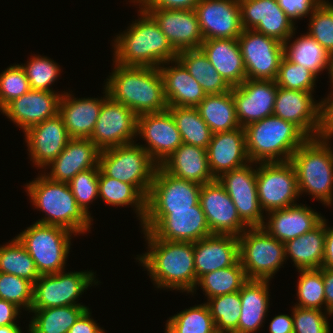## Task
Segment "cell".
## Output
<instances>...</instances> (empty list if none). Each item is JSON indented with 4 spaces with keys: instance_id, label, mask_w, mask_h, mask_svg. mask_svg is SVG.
<instances>
[{
    "instance_id": "8fae6325",
    "label": "cell",
    "mask_w": 333,
    "mask_h": 333,
    "mask_svg": "<svg viewBox=\"0 0 333 333\" xmlns=\"http://www.w3.org/2000/svg\"><path fill=\"white\" fill-rule=\"evenodd\" d=\"M256 183L261 209L271 212L294 205L299 197L296 171L290 161L260 162Z\"/></svg>"
},
{
    "instance_id": "52a82bcc",
    "label": "cell",
    "mask_w": 333,
    "mask_h": 333,
    "mask_svg": "<svg viewBox=\"0 0 333 333\" xmlns=\"http://www.w3.org/2000/svg\"><path fill=\"white\" fill-rule=\"evenodd\" d=\"M98 165L106 176L134 185L146 198L159 166L135 143L100 151Z\"/></svg>"
},
{
    "instance_id": "44dd1931",
    "label": "cell",
    "mask_w": 333,
    "mask_h": 333,
    "mask_svg": "<svg viewBox=\"0 0 333 333\" xmlns=\"http://www.w3.org/2000/svg\"><path fill=\"white\" fill-rule=\"evenodd\" d=\"M194 10L204 40L238 39L243 31L238 0H200Z\"/></svg>"
},
{
    "instance_id": "6da1fadb",
    "label": "cell",
    "mask_w": 333,
    "mask_h": 333,
    "mask_svg": "<svg viewBox=\"0 0 333 333\" xmlns=\"http://www.w3.org/2000/svg\"><path fill=\"white\" fill-rule=\"evenodd\" d=\"M143 232L150 249L137 259L149 271L157 288L193 293L197 283L194 242L167 241L157 239L151 232Z\"/></svg>"
},
{
    "instance_id": "484cf974",
    "label": "cell",
    "mask_w": 333,
    "mask_h": 333,
    "mask_svg": "<svg viewBox=\"0 0 333 333\" xmlns=\"http://www.w3.org/2000/svg\"><path fill=\"white\" fill-rule=\"evenodd\" d=\"M206 150L210 171L215 179L250 163L243 127L213 133Z\"/></svg>"
},
{
    "instance_id": "4dcf8cb0",
    "label": "cell",
    "mask_w": 333,
    "mask_h": 333,
    "mask_svg": "<svg viewBox=\"0 0 333 333\" xmlns=\"http://www.w3.org/2000/svg\"><path fill=\"white\" fill-rule=\"evenodd\" d=\"M160 167L170 175L204 185L215 180L210 171L207 150L182 143Z\"/></svg>"
},
{
    "instance_id": "2e32d148",
    "label": "cell",
    "mask_w": 333,
    "mask_h": 333,
    "mask_svg": "<svg viewBox=\"0 0 333 333\" xmlns=\"http://www.w3.org/2000/svg\"><path fill=\"white\" fill-rule=\"evenodd\" d=\"M200 205L211 234H229L239 237L248 228L218 179L201 186Z\"/></svg>"
},
{
    "instance_id": "8d00e7d4",
    "label": "cell",
    "mask_w": 333,
    "mask_h": 333,
    "mask_svg": "<svg viewBox=\"0 0 333 333\" xmlns=\"http://www.w3.org/2000/svg\"><path fill=\"white\" fill-rule=\"evenodd\" d=\"M177 59L186 67L190 75L200 83L206 94H220L231 90L232 87L217 72L200 48L180 51Z\"/></svg>"
},
{
    "instance_id": "3957f363",
    "label": "cell",
    "mask_w": 333,
    "mask_h": 333,
    "mask_svg": "<svg viewBox=\"0 0 333 333\" xmlns=\"http://www.w3.org/2000/svg\"><path fill=\"white\" fill-rule=\"evenodd\" d=\"M105 87L109 96L137 116L167 110L164 83L159 68L125 67L116 64Z\"/></svg>"
},
{
    "instance_id": "9f6ffc18",
    "label": "cell",
    "mask_w": 333,
    "mask_h": 333,
    "mask_svg": "<svg viewBox=\"0 0 333 333\" xmlns=\"http://www.w3.org/2000/svg\"><path fill=\"white\" fill-rule=\"evenodd\" d=\"M333 88V83L332 86ZM320 103V136L333 137V91Z\"/></svg>"
},
{
    "instance_id": "8992f818",
    "label": "cell",
    "mask_w": 333,
    "mask_h": 333,
    "mask_svg": "<svg viewBox=\"0 0 333 333\" xmlns=\"http://www.w3.org/2000/svg\"><path fill=\"white\" fill-rule=\"evenodd\" d=\"M330 137L308 138L291 156L299 194L307 192L324 205L333 203V150Z\"/></svg>"
},
{
    "instance_id": "4316f807",
    "label": "cell",
    "mask_w": 333,
    "mask_h": 333,
    "mask_svg": "<svg viewBox=\"0 0 333 333\" xmlns=\"http://www.w3.org/2000/svg\"><path fill=\"white\" fill-rule=\"evenodd\" d=\"M238 260V236L211 234L194 242V267L197 280L207 273L230 267Z\"/></svg>"
},
{
    "instance_id": "9c48e42d",
    "label": "cell",
    "mask_w": 333,
    "mask_h": 333,
    "mask_svg": "<svg viewBox=\"0 0 333 333\" xmlns=\"http://www.w3.org/2000/svg\"><path fill=\"white\" fill-rule=\"evenodd\" d=\"M239 260L248 280H270L285 257V244L263 227H248L238 237Z\"/></svg>"
},
{
    "instance_id": "db71d44e",
    "label": "cell",
    "mask_w": 333,
    "mask_h": 333,
    "mask_svg": "<svg viewBox=\"0 0 333 333\" xmlns=\"http://www.w3.org/2000/svg\"><path fill=\"white\" fill-rule=\"evenodd\" d=\"M293 333H330L326 315L319 309L292 308Z\"/></svg>"
},
{
    "instance_id": "6f0895ef",
    "label": "cell",
    "mask_w": 333,
    "mask_h": 333,
    "mask_svg": "<svg viewBox=\"0 0 333 333\" xmlns=\"http://www.w3.org/2000/svg\"><path fill=\"white\" fill-rule=\"evenodd\" d=\"M131 2L138 3L142 8L194 9L200 0H132Z\"/></svg>"
},
{
    "instance_id": "f35d334b",
    "label": "cell",
    "mask_w": 333,
    "mask_h": 333,
    "mask_svg": "<svg viewBox=\"0 0 333 333\" xmlns=\"http://www.w3.org/2000/svg\"><path fill=\"white\" fill-rule=\"evenodd\" d=\"M88 309L84 305H69L44 309H31V333H68L71 326Z\"/></svg>"
},
{
    "instance_id": "e7e4bbea",
    "label": "cell",
    "mask_w": 333,
    "mask_h": 333,
    "mask_svg": "<svg viewBox=\"0 0 333 333\" xmlns=\"http://www.w3.org/2000/svg\"><path fill=\"white\" fill-rule=\"evenodd\" d=\"M0 333H22L17 324H11L8 326H0Z\"/></svg>"
},
{
    "instance_id": "ac0fdd59",
    "label": "cell",
    "mask_w": 333,
    "mask_h": 333,
    "mask_svg": "<svg viewBox=\"0 0 333 333\" xmlns=\"http://www.w3.org/2000/svg\"><path fill=\"white\" fill-rule=\"evenodd\" d=\"M201 186L176 178L158 166L146 198V210L191 209L200 202Z\"/></svg>"
},
{
    "instance_id": "ffe728a7",
    "label": "cell",
    "mask_w": 333,
    "mask_h": 333,
    "mask_svg": "<svg viewBox=\"0 0 333 333\" xmlns=\"http://www.w3.org/2000/svg\"><path fill=\"white\" fill-rule=\"evenodd\" d=\"M275 80L246 79L232 87L236 115L241 127L273 115L277 96Z\"/></svg>"
},
{
    "instance_id": "6125c7cd",
    "label": "cell",
    "mask_w": 333,
    "mask_h": 333,
    "mask_svg": "<svg viewBox=\"0 0 333 333\" xmlns=\"http://www.w3.org/2000/svg\"><path fill=\"white\" fill-rule=\"evenodd\" d=\"M270 333H293V316L281 314L275 316L269 326Z\"/></svg>"
},
{
    "instance_id": "680465c9",
    "label": "cell",
    "mask_w": 333,
    "mask_h": 333,
    "mask_svg": "<svg viewBox=\"0 0 333 333\" xmlns=\"http://www.w3.org/2000/svg\"><path fill=\"white\" fill-rule=\"evenodd\" d=\"M90 314L88 308L71 326L68 333H105L104 330L97 326L96 322L90 318Z\"/></svg>"
},
{
    "instance_id": "ee69618b",
    "label": "cell",
    "mask_w": 333,
    "mask_h": 333,
    "mask_svg": "<svg viewBox=\"0 0 333 333\" xmlns=\"http://www.w3.org/2000/svg\"><path fill=\"white\" fill-rule=\"evenodd\" d=\"M209 301V302H208ZM209 307L217 333H238L241 315L240 291L215 296L208 299Z\"/></svg>"
},
{
    "instance_id": "bcb514c9",
    "label": "cell",
    "mask_w": 333,
    "mask_h": 333,
    "mask_svg": "<svg viewBox=\"0 0 333 333\" xmlns=\"http://www.w3.org/2000/svg\"><path fill=\"white\" fill-rule=\"evenodd\" d=\"M300 278L297 285L299 303L295 306L322 310L325 302L323 274L320 269L299 270Z\"/></svg>"
},
{
    "instance_id": "11a10c76",
    "label": "cell",
    "mask_w": 333,
    "mask_h": 333,
    "mask_svg": "<svg viewBox=\"0 0 333 333\" xmlns=\"http://www.w3.org/2000/svg\"><path fill=\"white\" fill-rule=\"evenodd\" d=\"M280 8L293 20L311 14L323 0H277ZM295 19V20H294Z\"/></svg>"
},
{
    "instance_id": "7402d4cb",
    "label": "cell",
    "mask_w": 333,
    "mask_h": 333,
    "mask_svg": "<svg viewBox=\"0 0 333 333\" xmlns=\"http://www.w3.org/2000/svg\"><path fill=\"white\" fill-rule=\"evenodd\" d=\"M143 9L154 18L177 53L200 48L204 38L194 9Z\"/></svg>"
},
{
    "instance_id": "d6a6232c",
    "label": "cell",
    "mask_w": 333,
    "mask_h": 333,
    "mask_svg": "<svg viewBox=\"0 0 333 333\" xmlns=\"http://www.w3.org/2000/svg\"><path fill=\"white\" fill-rule=\"evenodd\" d=\"M175 66L160 65L159 71L164 83V94L168 106L196 107L206 96L186 67L175 59Z\"/></svg>"
},
{
    "instance_id": "277c9868",
    "label": "cell",
    "mask_w": 333,
    "mask_h": 333,
    "mask_svg": "<svg viewBox=\"0 0 333 333\" xmlns=\"http://www.w3.org/2000/svg\"><path fill=\"white\" fill-rule=\"evenodd\" d=\"M26 188L31 203L46 214L37 223L61 226L75 233V236L90 230L93 220L78 205L68 183L53 181L41 174Z\"/></svg>"
},
{
    "instance_id": "91938a15",
    "label": "cell",
    "mask_w": 333,
    "mask_h": 333,
    "mask_svg": "<svg viewBox=\"0 0 333 333\" xmlns=\"http://www.w3.org/2000/svg\"><path fill=\"white\" fill-rule=\"evenodd\" d=\"M320 270L323 274V282H324V295H325V302H326V309L327 314L333 315V268H323L321 267Z\"/></svg>"
},
{
    "instance_id": "7c38bea8",
    "label": "cell",
    "mask_w": 333,
    "mask_h": 333,
    "mask_svg": "<svg viewBox=\"0 0 333 333\" xmlns=\"http://www.w3.org/2000/svg\"><path fill=\"white\" fill-rule=\"evenodd\" d=\"M93 283L97 284L98 281L95 280L92 271H61L41 275L33 284L31 309L81 305L75 300Z\"/></svg>"
},
{
    "instance_id": "816d5d0a",
    "label": "cell",
    "mask_w": 333,
    "mask_h": 333,
    "mask_svg": "<svg viewBox=\"0 0 333 333\" xmlns=\"http://www.w3.org/2000/svg\"><path fill=\"white\" fill-rule=\"evenodd\" d=\"M30 90L24 68L19 64L10 65L0 74V111Z\"/></svg>"
},
{
    "instance_id": "7dc6e473",
    "label": "cell",
    "mask_w": 333,
    "mask_h": 333,
    "mask_svg": "<svg viewBox=\"0 0 333 333\" xmlns=\"http://www.w3.org/2000/svg\"><path fill=\"white\" fill-rule=\"evenodd\" d=\"M317 76L301 64L292 63L282 57L275 79L277 86L285 89L313 92Z\"/></svg>"
},
{
    "instance_id": "f1b7e54d",
    "label": "cell",
    "mask_w": 333,
    "mask_h": 333,
    "mask_svg": "<svg viewBox=\"0 0 333 333\" xmlns=\"http://www.w3.org/2000/svg\"><path fill=\"white\" fill-rule=\"evenodd\" d=\"M268 223L262 227L283 243L312 231L325 218L306 205L294 204L268 212Z\"/></svg>"
},
{
    "instance_id": "f5cc1de1",
    "label": "cell",
    "mask_w": 333,
    "mask_h": 333,
    "mask_svg": "<svg viewBox=\"0 0 333 333\" xmlns=\"http://www.w3.org/2000/svg\"><path fill=\"white\" fill-rule=\"evenodd\" d=\"M99 165L79 172L68 183L73 196L82 210L91 217L88 205L99 196Z\"/></svg>"
},
{
    "instance_id": "30bf717a",
    "label": "cell",
    "mask_w": 333,
    "mask_h": 333,
    "mask_svg": "<svg viewBox=\"0 0 333 333\" xmlns=\"http://www.w3.org/2000/svg\"><path fill=\"white\" fill-rule=\"evenodd\" d=\"M141 225L142 231L167 241L197 242L211 235L200 202L191 209L146 210Z\"/></svg>"
},
{
    "instance_id": "03108f58",
    "label": "cell",
    "mask_w": 333,
    "mask_h": 333,
    "mask_svg": "<svg viewBox=\"0 0 333 333\" xmlns=\"http://www.w3.org/2000/svg\"><path fill=\"white\" fill-rule=\"evenodd\" d=\"M328 73L330 74V84L333 83V53L330 54V60H329V69Z\"/></svg>"
},
{
    "instance_id": "e575fe53",
    "label": "cell",
    "mask_w": 333,
    "mask_h": 333,
    "mask_svg": "<svg viewBox=\"0 0 333 333\" xmlns=\"http://www.w3.org/2000/svg\"><path fill=\"white\" fill-rule=\"evenodd\" d=\"M284 244L285 257L290 256L297 270L320 269L324 258L325 219L312 231Z\"/></svg>"
},
{
    "instance_id": "681fc988",
    "label": "cell",
    "mask_w": 333,
    "mask_h": 333,
    "mask_svg": "<svg viewBox=\"0 0 333 333\" xmlns=\"http://www.w3.org/2000/svg\"><path fill=\"white\" fill-rule=\"evenodd\" d=\"M0 299L22 307L29 312L33 300V283L13 274L0 272Z\"/></svg>"
},
{
    "instance_id": "5bb4252c",
    "label": "cell",
    "mask_w": 333,
    "mask_h": 333,
    "mask_svg": "<svg viewBox=\"0 0 333 333\" xmlns=\"http://www.w3.org/2000/svg\"><path fill=\"white\" fill-rule=\"evenodd\" d=\"M138 116L127 106L108 96L102 104L89 138L100 151L134 143Z\"/></svg>"
},
{
    "instance_id": "c3c4849f",
    "label": "cell",
    "mask_w": 333,
    "mask_h": 333,
    "mask_svg": "<svg viewBox=\"0 0 333 333\" xmlns=\"http://www.w3.org/2000/svg\"><path fill=\"white\" fill-rule=\"evenodd\" d=\"M27 65L21 66L24 68L31 89L54 92L50 89V85L57 80L60 75L58 64L48 57L32 56L27 61Z\"/></svg>"
},
{
    "instance_id": "5b68a950",
    "label": "cell",
    "mask_w": 333,
    "mask_h": 333,
    "mask_svg": "<svg viewBox=\"0 0 333 333\" xmlns=\"http://www.w3.org/2000/svg\"><path fill=\"white\" fill-rule=\"evenodd\" d=\"M250 162L290 161L293 153L309 138L294 123L275 115L244 127Z\"/></svg>"
},
{
    "instance_id": "1f68e13d",
    "label": "cell",
    "mask_w": 333,
    "mask_h": 333,
    "mask_svg": "<svg viewBox=\"0 0 333 333\" xmlns=\"http://www.w3.org/2000/svg\"><path fill=\"white\" fill-rule=\"evenodd\" d=\"M200 49L231 87L247 79L238 39H206Z\"/></svg>"
},
{
    "instance_id": "ab89813d",
    "label": "cell",
    "mask_w": 333,
    "mask_h": 333,
    "mask_svg": "<svg viewBox=\"0 0 333 333\" xmlns=\"http://www.w3.org/2000/svg\"><path fill=\"white\" fill-rule=\"evenodd\" d=\"M99 197L108 205H134L141 224L146 215V197L132 184L121 182L99 171Z\"/></svg>"
},
{
    "instance_id": "603a6c76",
    "label": "cell",
    "mask_w": 333,
    "mask_h": 333,
    "mask_svg": "<svg viewBox=\"0 0 333 333\" xmlns=\"http://www.w3.org/2000/svg\"><path fill=\"white\" fill-rule=\"evenodd\" d=\"M320 103L312 92L277 87L273 115L294 123L309 138L320 136Z\"/></svg>"
},
{
    "instance_id": "60d3db41",
    "label": "cell",
    "mask_w": 333,
    "mask_h": 333,
    "mask_svg": "<svg viewBox=\"0 0 333 333\" xmlns=\"http://www.w3.org/2000/svg\"><path fill=\"white\" fill-rule=\"evenodd\" d=\"M183 143L207 149L212 132L196 107L168 106Z\"/></svg>"
},
{
    "instance_id": "74e56055",
    "label": "cell",
    "mask_w": 333,
    "mask_h": 333,
    "mask_svg": "<svg viewBox=\"0 0 333 333\" xmlns=\"http://www.w3.org/2000/svg\"><path fill=\"white\" fill-rule=\"evenodd\" d=\"M294 34L283 43V56L292 63L301 64L316 76L324 69H329V52L308 33L290 43Z\"/></svg>"
},
{
    "instance_id": "d6986e66",
    "label": "cell",
    "mask_w": 333,
    "mask_h": 333,
    "mask_svg": "<svg viewBox=\"0 0 333 333\" xmlns=\"http://www.w3.org/2000/svg\"><path fill=\"white\" fill-rule=\"evenodd\" d=\"M137 135L147 142V146H140L159 166L183 143L181 134L168 110L139 115Z\"/></svg>"
},
{
    "instance_id": "e0dca14e",
    "label": "cell",
    "mask_w": 333,
    "mask_h": 333,
    "mask_svg": "<svg viewBox=\"0 0 333 333\" xmlns=\"http://www.w3.org/2000/svg\"><path fill=\"white\" fill-rule=\"evenodd\" d=\"M243 29L277 39L284 43L296 30L294 22L280 8L277 0H238Z\"/></svg>"
},
{
    "instance_id": "d590c367",
    "label": "cell",
    "mask_w": 333,
    "mask_h": 333,
    "mask_svg": "<svg viewBox=\"0 0 333 333\" xmlns=\"http://www.w3.org/2000/svg\"><path fill=\"white\" fill-rule=\"evenodd\" d=\"M196 108L212 133L231 131L241 127L236 115L232 88L225 93L206 94Z\"/></svg>"
},
{
    "instance_id": "9a60e30c",
    "label": "cell",
    "mask_w": 333,
    "mask_h": 333,
    "mask_svg": "<svg viewBox=\"0 0 333 333\" xmlns=\"http://www.w3.org/2000/svg\"><path fill=\"white\" fill-rule=\"evenodd\" d=\"M251 164L223 173L217 179L231 197L241 220L248 227H262L264 216L258 199L256 169Z\"/></svg>"
},
{
    "instance_id": "d4e9b609",
    "label": "cell",
    "mask_w": 333,
    "mask_h": 333,
    "mask_svg": "<svg viewBox=\"0 0 333 333\" xmlns=\"http://www.w3.org/2000/svg\"><path fill=\"white\" fill-rule=\"evenodd\" d=\"M62 94L31 89L11 101L1 113L25 132L28 128L59 113Z\"/></svg>"
},
{
    "instance_id": "f6af8a7d",
    "label": "cell",
    "mask_w": 333,
    "mask_h": 333,
    "mask_svg": "<svg viewBox=\"0 0 333 333\" xmlns=\"http://www.w3.org/2000/svg\"><path fill=\"white\" fill-rule=\"evenodd\" d=\"M165 333H217L206 303L183 310L166 322Z\"/></svg>"
},
{
    "instance_id": "83f0119b",
    "label": "cell",
    "mask_w": 333,
    "mask_h": 333,
    "mask_svg": "<svg viewBox=\"0 0 333 333\" xmlns=\"http://www.w3.org/2000/svg\"><path fill=\"white\" fill-rule=\"evenodd\" d=\"M99 154L100 150L90 139L71 138L48 165L51 171L45 175L53 181L69 183L79 172L97 167Z\"/></svg>"
},
{
    "instance_id": "94428289",
    "label": "cell",
    "mask_w": 333,
    "mask_h": 333,
    "mask_svg": "<svg viewBox=\"0 0 333 333\" xmlns=\"http://www.w3.org/2000/svg\"><path fill=\"white\" fill-rule=\"evenodd\" d=\"M20 309L15 304L0 299V326H8L16 324L15 320L20 314Z\"/></svg>"
},
{
    "instance_id": "f907efd6",
    "label": "cell",
    "mask_w": 333,
    "mask_h": 333,
    "mask_svg": "<svg viewBox=\"0 0 333 333\" xmlns=\"http://www.w3.org/2000/svg\"><path fill=\"white\" fill-rule=\"evenodd\" d=\"M308 34L333 53V3L325 0L311 13Z\"/></svg>"
},
{
    "instance_id": "b9f144b4",
    "label": "cell",
    "mask_w": 333,
    "mask_h": 333,
    "mask_svg": "<svg viewBox=\"0 0 333 333\" xmlns=\"http://www.w3.org/2000/svg\"><path fill=\"white\" fill-rule=\"evenodd\" d=\"M248 281L244 268L238 260L234 265L201 276L196 283L200 285L208 299L228 293L238 292Z\"/></svg>"
},
{
    "instance_id": "7bdbcfd3",
    "label": "cell",
    "mask_w": 333,
    "mask_h": 333,
    "mask_svg": "<svg viewBox=\"0 0 333 333\" xmlns=\"http://www.w3.org/2000/svg\"><path fill=\"white\" fill-rule=\"evenodd\" d=\"M0 272L16 275L33 284L41 276L34 260L17 237L0 247Z\"/></svg>"
},
{
    "instance_id": "4fadbf2b",
    "label": "cell",
    "mask_w": 333,
    "mask_h": 333,
    "mask_svg": "<svg viewBox=\"0 0 333 333\" xmlns=\"http://www.w3.org/2000/svg\"><path fill=\"white\" fill-rule=\"evenodd\" d=\"M238 44L247 79H276L283 57L282 42L253 29H243Z\"/></svg>"
},
{
    "instance_id": "836d02e7",
    "label": "cell",
    "mask_w": 333,
    "mask_h": 333,
    "mask_svg": "<svg viewBox=\"0 0 333 333\" xmlns=\"http://www.w3.org/2000/svg\"><path fill=\"white\" fill-rule=\"evenodd\" d=\"M269 280H248L240 290L241 315L238 333L259 330L269 307Z\"/></svg>"
},
{
    "instance_id": "7a4b0ae2",
    "label": "cell",
    "mask_w": 333,
    "mask_h": 333,
    "mask_svg": "<svg viewBox=\"0 0 333 333\" xmlns=\"http://www.w3.org/2000/svg\"><path fill=\"white\" fill-rule=\"evenodd\" d=\"M140 19L126 32L117 35L114 45L115 64L125 67H156L174 64L178 53L169 43L154 18L140 8Z\"/></svg>"
},
{
    "instance_id": "f546056e",
    "label": "cell",
    "mask_w": 333,
    "mask_h": 333,
    "mask_svg": "<svg viewBox=\"0 0 333 333\" xmlns=\"http://www.w3.org/2000/svg\"><path fill=\"white\" fill-rule=\"evenodd\" d=\"M105 89V97L73 98L64 91L59 103V114L71 138L89 139L94 131L103 101L109 96Z\"/></svg>"
},
{
    "instance_id": "ba28073f",
    "label": "cell",
    "mask_w": 333,
    "mask_h": 333,
    "mask_svg": "<svg viewBox=\"0 0 333 333\" xmlns=\"http://www.w3.org/2000/svg\"><path fill=\"white\" fill-rule=\"evenodd\" d=\"M72 234L61 226L35 222L16 237L34 260L39 274L44 275L64 271Z\"/></svg>"
},
{
    "instance_id": "be15d7a7",
    "label": "cell",
    "mask_w": 333,
    "mask_h": 333,
    "mask_svg": "<svg viewBox=\"0 0 333 333\" xmlns=\"http://www.w3.org/2000/svg\"><path fill=\"white\" fill-rule=\"evenodd\" d=\"M323 268H333V227H327L325 219V246H324V258Z\"/></svg>"
},
{
    "instance_id": "cb8c5ba5",
    "label": "cell",
    "mask_w": 333,
    "mask_h": 333,
    "mask_svg": "<svg viewBox=\"0 0 333 333\" xmlns=\"http://www.w3.org/2000/svg\"><path fill=\"white\" fill-rule=\"evenodd\" d=\"M24 133L30 158L37 167L45 169L71 139L59 113L31 126Z\"/></svg>"
}]
</instances>
